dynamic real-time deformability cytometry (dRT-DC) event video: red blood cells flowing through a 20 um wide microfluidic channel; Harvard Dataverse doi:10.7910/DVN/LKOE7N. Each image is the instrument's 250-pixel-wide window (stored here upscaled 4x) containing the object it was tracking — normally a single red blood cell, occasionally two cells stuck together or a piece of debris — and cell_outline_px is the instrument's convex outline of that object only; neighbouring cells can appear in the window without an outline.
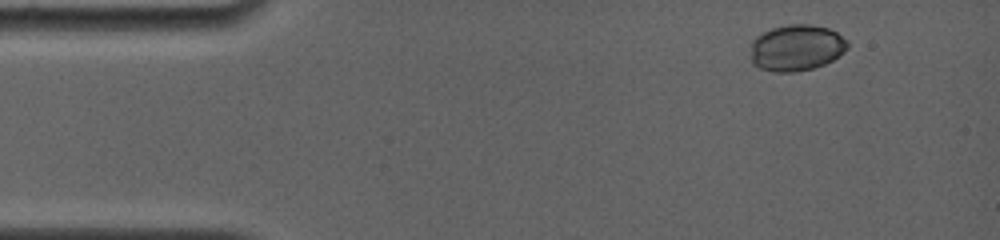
{"species": "common noctule bat (a hibernating species)", "species_latin": "Nyctalus noctula", "temperature_condition": "room temperature", "stored_images_in_passage": 4, "camera_frame_rate_fps": 4000, "um_per_image_px": 0.085, "animal": {"sex": "female", "body_mass_g": 19.0, "forearm_length_mm": 56.7}, "frame": {"image": 1, "passage_image": 1, "time_ms": 0.0, "image_size_px": [1000, 240], "cell_outline_px": [[848, 48], [844, 52], [832, 60], [824, 64], [812, 68], [792, 72], [776, 72], [760, 68], [752, 64], [752, 40], [760, 32], [772, 28], [788, 24], [812, 24], [828, 28], [836, 32], [848, 40]], "centroid_in_image_um": [67.7, 4.04], "position_along_channel_um": 17.3, "area_um2": 26.24}}
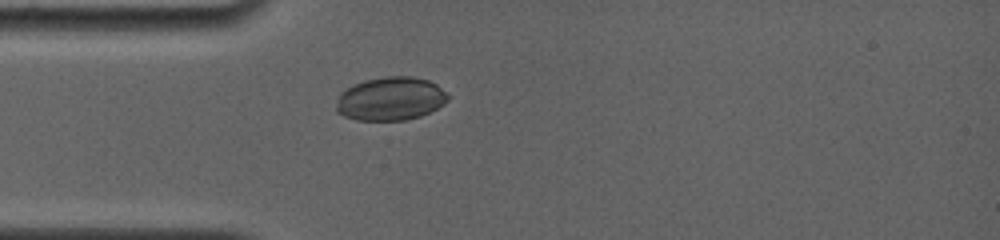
{"frame": {"image": 2, "passage_image": 4, "time_ms": 3.0, "image_size_px": [1000, 240], "cell_outline_px": [[448, 100], [444, 104], [420, 116], [404, 120], [356, 120], [344, 116], [336, 112], [336, 104], [340, 92], [352, 84], [364, 80], [384, 76], [412, 76], [428, 80], [436, 84], [448, 96]], "centroid_in_image_um": [33.15, 8.38], "position_along_channel_um": 51.9, "area_um2": 28.32}}